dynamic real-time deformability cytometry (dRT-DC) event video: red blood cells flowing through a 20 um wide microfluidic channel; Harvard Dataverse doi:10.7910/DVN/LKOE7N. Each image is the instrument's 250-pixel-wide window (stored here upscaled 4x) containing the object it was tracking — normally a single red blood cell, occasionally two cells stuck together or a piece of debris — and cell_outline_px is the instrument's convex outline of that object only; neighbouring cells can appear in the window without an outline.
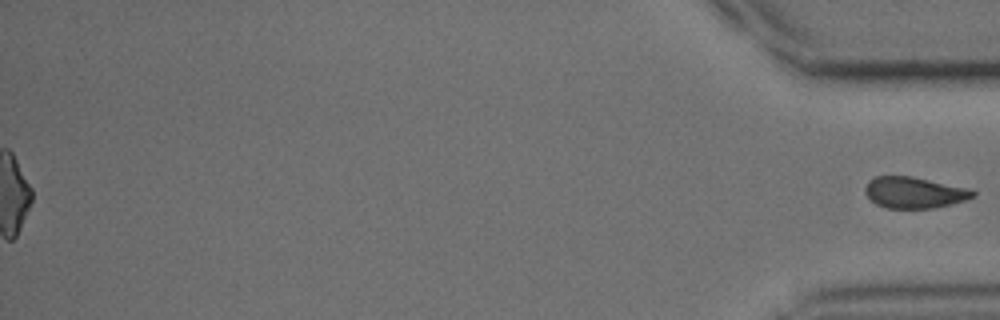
{"species": "common noctule bat (a hibernating species)", "species_latin": "Nyctalus noctula", "temperature_condition": "cold", "stored_images_in_passage": 43, "segment_of_instrument_passage": [2, 2], "camera_frame_rate_fps": 3000, "um_per_image_px": 0.085, "animal": {"sex": "male", "body_mass_g": 15.6}, "frame": {"image": 1, "passage_image": 43, "time_ms": 14.0, "image_size_px": [1000, 320], "cell_outline_px": [[976, 196], [968, 200], [932, 208], [888, 208], [876, 204], [864, 192], [864, 188], [868, 180], [876, 176], [912, 176], [968, 188], [976, 192]], "centroid_in_image_um": [77.72, 16.36], "position_along_channel_um": 357.5, "area_um2": 19.65}}